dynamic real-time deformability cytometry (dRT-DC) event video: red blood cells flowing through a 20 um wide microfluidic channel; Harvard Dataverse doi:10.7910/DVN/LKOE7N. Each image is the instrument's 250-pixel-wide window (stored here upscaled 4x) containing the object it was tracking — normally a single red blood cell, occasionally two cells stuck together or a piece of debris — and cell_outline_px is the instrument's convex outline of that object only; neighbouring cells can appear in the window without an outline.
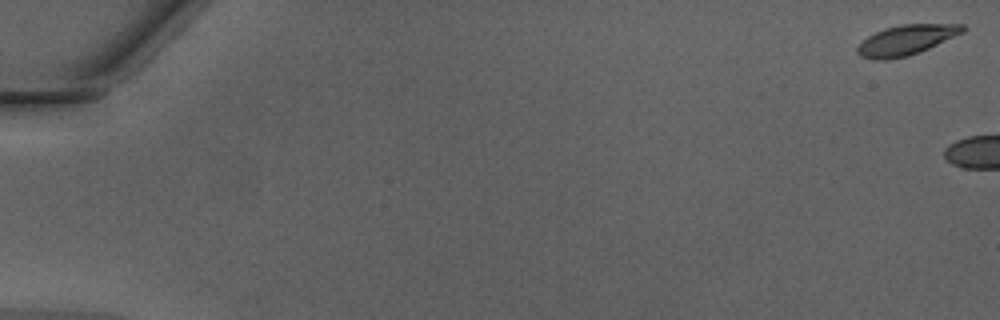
{"species": "Egyptian fruit bat (a non-hibernating species)", "species_latin": "Rousettus aegyptiacus", "temperature_condition": "warm", "stored_images_in_passage": 4, "camera_frame_rate_fps": 3000, "um_per_image_px": 0.085, "animal": {"sex": "male"}, "frame": {"image": 1, "passage_image": 1, "time_ms": 0.0, "image_size_px": [1000, 320], "cell_outline_px": [[968, 28], [964, 32], [920, 52], [908, 56], [888, 60], [872, 60], [860, 56], [856, 52], [856, 48], [868, 36], [884, 28], [900, 24], [964, 24]], "centroid_in_image_um": [77.03, 3.41], "position_along_channel_um": 8.0, "area_um2": 18.61}}